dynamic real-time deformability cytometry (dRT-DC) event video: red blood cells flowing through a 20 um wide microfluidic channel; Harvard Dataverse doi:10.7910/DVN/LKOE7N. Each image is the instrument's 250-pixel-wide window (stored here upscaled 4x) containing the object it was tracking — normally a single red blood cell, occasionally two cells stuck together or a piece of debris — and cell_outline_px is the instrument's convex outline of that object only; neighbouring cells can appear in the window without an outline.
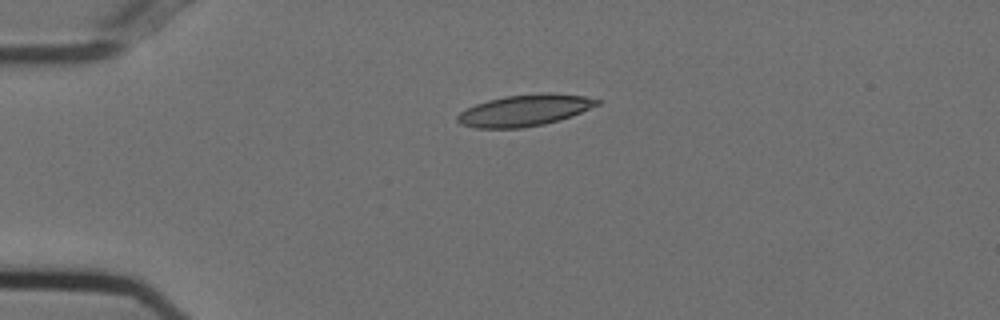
{"species": "Egyptian fruit bat (a non-hibernating species)", "species_latin": "Rousettus aegyptiacus", "temperature_condition": "cold", "stored_images_in_passage": 30, "camera_frame_rate_fps": 3000, "um_per_image_px": 0.085, "animal": {"sex": "female"}, "frame": {"image": 1, "passage_image": 1, "time_ms": 0.0, "image_size_px": [1000, 320], "cell_outline_px": [[600, 104], [572, 116], [560, 120], [544, 124], [520, 128], [476, 128], [460, 124], [456, 120], [456, 116], [460, 112], [476, 104], [488, 100], [504, 96], [540, 92], [552, 92], [584, 96], [600, 100]], "centroid_in_image_um": [44.6, 9.37], "position_along_channel_um": 40.4, "area_um2": 25.78}}
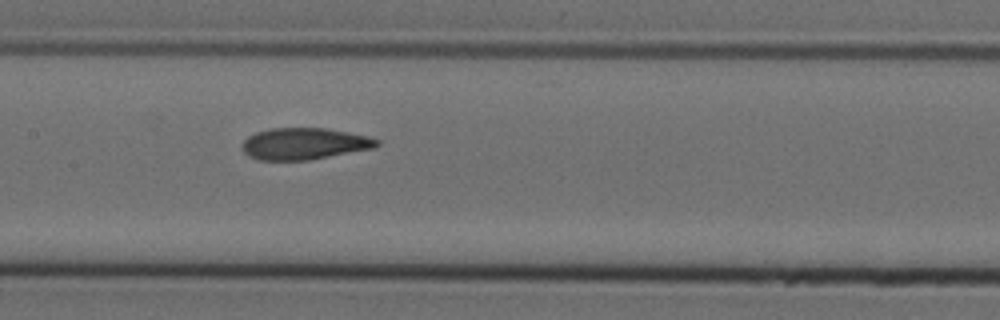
{"frame": {"image": 2, "passage_image": 15, "time_ms": 4.667, "image_size_px": [1000, 320], "cell_outline_px": [[380, 144], [376, 148], [308, 160], [256, 160], [248, 156], [244, 152], [244, 140], [248, 136], [256, 132], [268, 128], [324, 128], [348, 132], [368, 136], [380, 140]], "centroid_in_image_um": [25.89, 12.22], "position_along_channel_um": 181.5, "area_um2": 24.91}}
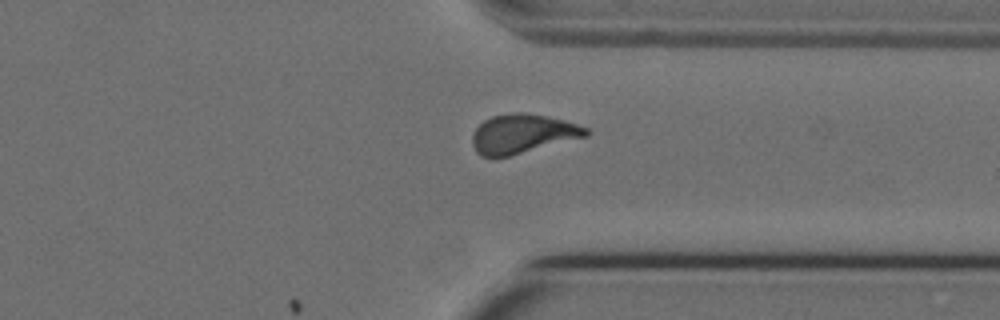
{"frame": {"image": 3, "passage_image": 30, "time_ms": 9.667, "image_size_px": [1000, 320], "cell_outline_px": [[592, 132], [588, 136], [508, 156], [480, 156], [476, 152], [472, 144], [472, 136], [476, 128], [484, 120], [492, 116], [512, 112], [520, 112], [548, 116], [564, 120], [588, 128]], "centroid_in_image_um": [44.43, 11.36], "position_along_channel_um": 367.0, "area_um2": 25.84}}